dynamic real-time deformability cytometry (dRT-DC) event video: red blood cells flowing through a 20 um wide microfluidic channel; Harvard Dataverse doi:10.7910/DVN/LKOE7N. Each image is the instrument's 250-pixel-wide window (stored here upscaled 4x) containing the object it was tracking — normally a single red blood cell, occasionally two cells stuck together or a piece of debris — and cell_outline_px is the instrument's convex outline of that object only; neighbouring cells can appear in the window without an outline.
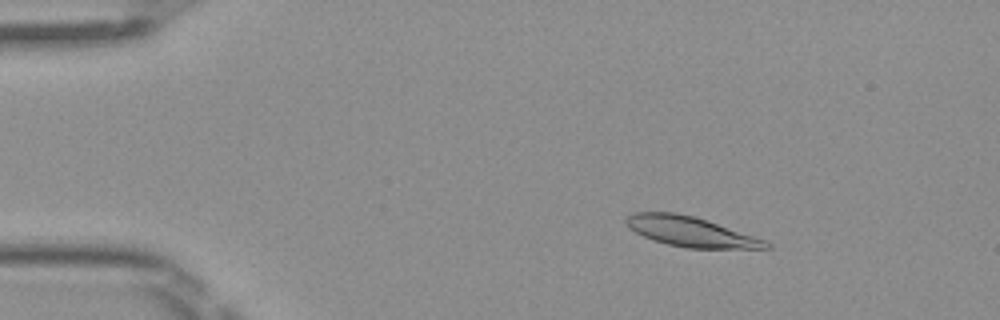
{"species": "Egyptian fruit bat (a non-hibernating species)", "species_latin": "Rousettus aegyptiacus", "temperature_condition": "room temperature", "stored_images_in_passage": 50, "camera_frame_rate_fps": 3000, "um_per_image_px": 0.085, "frame": {"image": 1, "passage_image": 8, "time_ms": 2.333, "image_size_px": [1000, 320], "cell_outline_px": [[772, 248], [688, 248], [668, 244], [652, 240], [636, 232], [624, 220], [632, 212], [676, 212], [708, 220], [764, 240], [772, 244]], "centroid_in_image_um": [58.7, 19.68], "position_along_channel_um": 26.3, "area_um2": 24.04}}
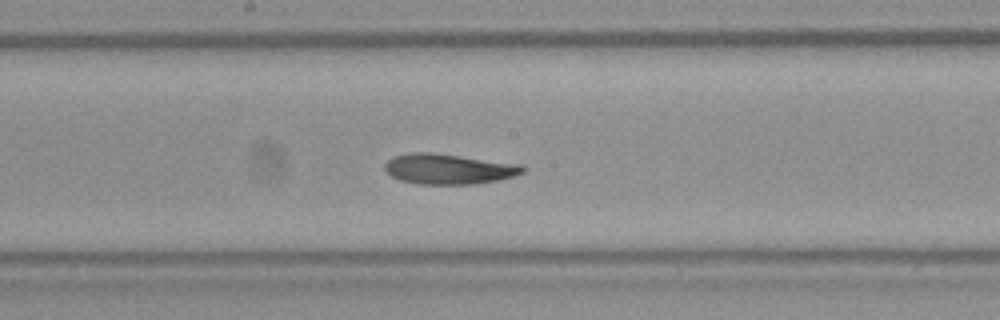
{"frame": {"image": 2, "passage_image": 27, "time_ms": 8.667, "image_size_px": [1000, 320], "cell_outline_px": [[528, 168], [524, 172], [512, 176], [496, 180], [472, 184], [416, 184], [400, 180], [392, 176], [384, 168], [384, 164], [392, 156], [412, 152], [432, 152], [520, 164]], "centroid_in_image_um": [38.11, 14.35], "position_along_channel_um": 210.1, "area_um2": 24.33}}
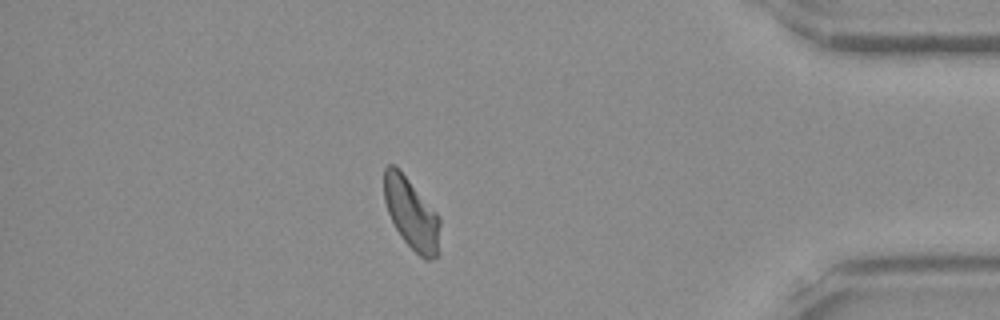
{"frame": {"image": 3, "passage_image": 44, "time_ms": 14.333, "image_size_px": [1000, 320], "cell_outline_px": [[440, 224], [436, 256], [432, 260], [424, 260], [400, 236], [388, 212], [384, 200], [384, 168], [388, 164], [396, 164], [440, 216]], "centroid_in_image_um": [34.95, 18.11], "position_along_channel_um": 400.2, "area_um2": 23.12}, "authors_computed_cell_mechanics": {"area_um2": 24.1893, "velocity_mm_per_s": 4.0192, "shape_relaxation_time_tau1_ms": 5.9639, "shape_relaxation_time_tau2_ms": 3.0023, "deformation_change_tau1": 0.1498, "deformation_change_tau2": 0.088}}